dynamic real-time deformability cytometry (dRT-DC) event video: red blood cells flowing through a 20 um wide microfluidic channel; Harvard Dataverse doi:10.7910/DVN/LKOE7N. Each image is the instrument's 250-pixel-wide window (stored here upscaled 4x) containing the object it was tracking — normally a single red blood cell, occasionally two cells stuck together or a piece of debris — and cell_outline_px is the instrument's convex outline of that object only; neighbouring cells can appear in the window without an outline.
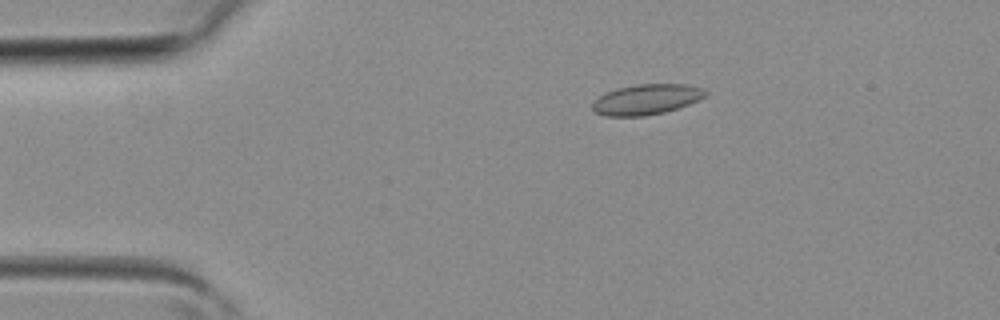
{"species": "common noctule bat (a hibernating species)", "species_latin": "Nyctalus noctula", "temperature_condition": "room temperature", "stored_images_in_passage": 3, "camera_frame_rate_fps": 3000, "um_per_image_px": 0.085, "animal": {"sex": "female", "body_mass_g": 19.3, "forearm_length_mm": 54.1}, "frame": {"image": 1, "passage_image": 2, "time_ms": 0.333, "image_size_px": [1000, 320], "cell_outline_px": [[708, 92], [704, 96], [688, 104], [664, 112], [644, 116], [604, 116], [596, 112], [592, 108], [592, 100], [616, 88], [636, 84], [684, 84], [704, 88]], "centroid_in_image_um": [54.91, 8.44], "position_along_channel_um": 30.1, "area_um2": 19.88}}